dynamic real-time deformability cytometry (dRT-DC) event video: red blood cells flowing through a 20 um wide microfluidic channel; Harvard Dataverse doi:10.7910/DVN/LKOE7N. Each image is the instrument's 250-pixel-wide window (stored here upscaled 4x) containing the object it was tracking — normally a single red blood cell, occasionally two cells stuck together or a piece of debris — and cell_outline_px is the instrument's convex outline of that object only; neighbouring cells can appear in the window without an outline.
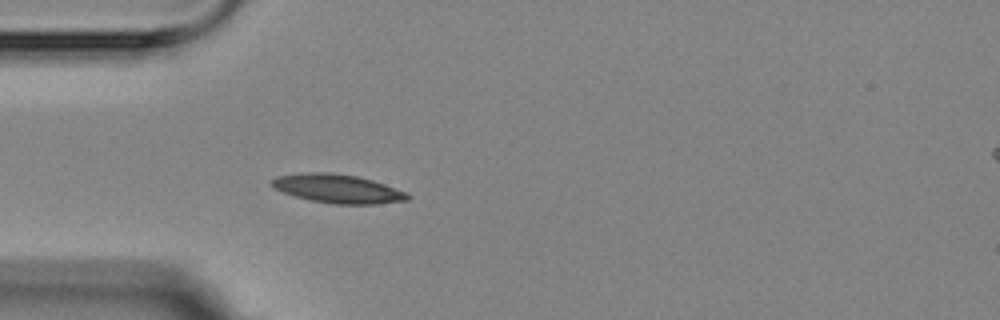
{"species": "Egyptian fruit bat (a non-hibernating species)", "species_latin": "Rousettus aegyptiacus", "temperature_condition": "room temperature", "stored_images_in_passage": 3, "camera_frame_rate_fps": 3000, "um_per_image_px": 0.085, "animal": {"sex": "female"}, "frame": {"image": 1, "passage_image": 3, "time_ms": 3.0, "image_size_px": [1000, 320], "cell_outline_px": [[412, 196], [408, 200], [376, 204], [332, 204], [312, 200], [296, 196], [284, 192], [276, 188], [272, 184], [272, 180], [276, 176], [308, 172], [328, 172], [356, 176], [372, 180], [408, 192]], "centroid_in_image_um": [28.77, 16.04], "position_along_channel_um": 56.2, "area_um2": 22.54}}